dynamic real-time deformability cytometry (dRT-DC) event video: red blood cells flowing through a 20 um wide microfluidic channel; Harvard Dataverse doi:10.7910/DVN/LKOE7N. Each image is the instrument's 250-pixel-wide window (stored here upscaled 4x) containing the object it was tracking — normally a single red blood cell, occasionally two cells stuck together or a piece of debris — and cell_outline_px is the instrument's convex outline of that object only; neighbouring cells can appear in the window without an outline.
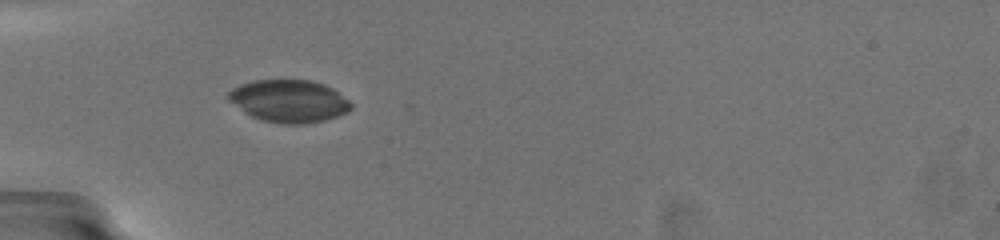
{"species": "common noctule bat (a hibernating species)", "species_latin": "Nyctalus noctula", "temperature_condition": "warm", "stored_images_in_passage": 59, "camera_frame_rate_fps": 3000, "um_per_image_px": 0.085, "animal": {"sex": "female", "body_mass_g": 19.5, "forearm_length_mm": 54.1}, "frame": {"image": 1, "passage_image": 1, "time_ms": 0.0, "image_size_px": [1000, 240], "cell_outline_px": [[352, 108], [348, 112], [324, 120], [304, 124], [284, 124], [260, 120], [244, 112], [228, 100], [228, 92], [232, 88], [240, 84], [256, 80], [312, 80], [324, 84], [332, 88], [348, 100], [352, 104]], "centroid_in_image_um": [24.56, 8.59], "position_along_channel_um": 60.4, "area_um2": 30.35}}
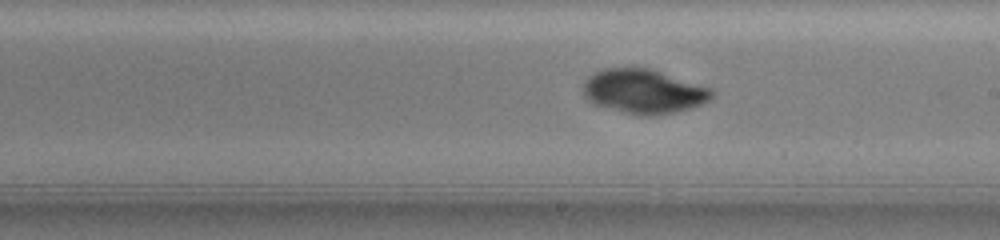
{"frame": {"image": 2, "passage_image": 27, "time_ms": 5.0, "image_size_px": [1000, 240], "cell_outline_px": [[716, 96], [700, 104], [688, 108], [672, 112], [652, 116], [644, 116], [596, 104], [588, 100], [584, 96], [580, 88], [584, 80], [592, 72], [604, 68], [652, 68], [712, 88], [716, 92]], "centroid_in_image_um": [54.71, 7.73], "position_along_channel_um": 234.3, "area_um2": 33.29}}
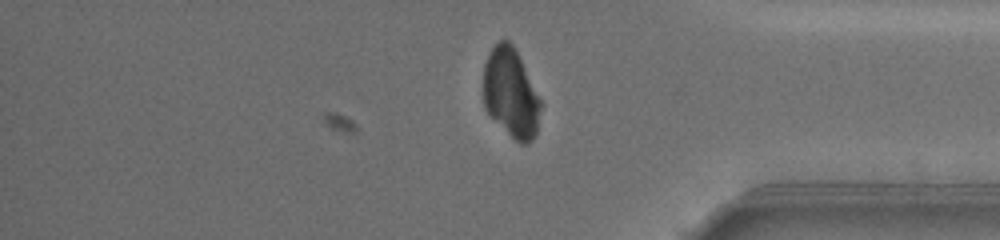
{"frame": {"image": 3, "passage_image": 52, "time_ms": 9.667, "image_size_px": [1000, 240], "cell_outline_px": [[544, 104], [536, 136], [528, 144], [520, 144], [488, 112], [484, 104], [484, 64], [492, 48], [500, 40], [508, 40], [512, 44]], "centroid_in_image_um": [43.48, 7.94], "position_along_channel_um": 391.7, "area_um2": 29.65}}